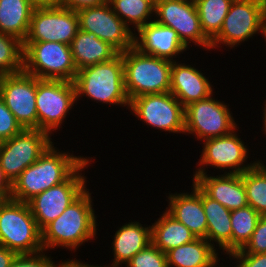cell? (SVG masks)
Wrapping results in <instances>:
<instances>
[{
    "mask_svg": "<svg viewBox=\"0 0 266 267\" xmlns=\"http://www.w3.org/2000/svg\"><path fill=\"white\" fill-rule=\"evenodd\" d=\"M87 159L59 151L52 143L39 159L12 183L10 199L28 202L34 196L66 181Z\"/></svg>",
    "mask_w": 266,
    "mask_h": 267,
    "instance_id": "1",
    "label": "cell"
},
{
    "mask_svg": "<svg viewBox=\"0 0 266 267\" xmlns=\"http://www.w3.org/2000/svg\"><path fill=\"white\" fill-rule=\"evenodd\" d=\"M89 191L86 189L58 218L41 230V241L45 251L61 246L75 252L85 242L95 240L98 222L93 208L92 193Z\"/></svg>",
    "mask_w": 266,
    "mask_h": 267,
    "instance_id": "2",
    "label": "cell"
},
{
    "mask_svg": "<svg viewBox=\"0 0 266 267\" xmlns=\"http://www.w3.org/2000/svg\"><path fill=\"white\" fill-rule=\"evenodd\" d=\"M76 101L80 97L90 98L108 105L126 108L130 100L125 90L124 64L121 53L115 58L99 64L86 66L77 71L74 79Z\"/></svg>",
    "mask_w": 266,
    "mask_h": 267,
    "instance_id": "3",
    "label": "cell"
},
{
    "mask_svg": "<svg viewBox=\"0 0 266 267\" xmlns=\"http://www.w3.org/2000/svg\"><path fill=\"white\" fill-rule=\"evenodd\" d=\"M121 55L129 100L146 94L170 92L171 60L144 54L134 46Z\"/></svg>",
    "mask_w": 266,
    "mask_h": 267,
    "instance_id": "4",
    "label": "cell"
},
{
    "mask_svg": "<svg viewBox=\"0 0 266 267\" xmlns=\"http://www.w3.org/2000/svg\"><path fill=\"white\" fill-rule=\"evenodd\" d=\"M0 245L17 254H34L44 250L41 230L27 202L9 198L0 207Z\"/></svg>",
    "mask_w": 266,
    "mask_h": 267,
    "instance_id": "5",
    "label": "cell"
},
{
    "mask_svg": "<svg viewBox=\"0 0 266 267\" xmlns=\"http://www.w3.org/2000/svg\"><path fill=\"white\" fill-rule=\"evenodd\" d=\"M23 71L39 79L73 82L77 68L71 47L61 42H23Z\"/></svg>",
    "mask_w": 266,
    "mask_h": 267,
    "instance_id": "6",
    "label": "cell"
},
{
    "mask_svg": "<svg viewBox=\"0 0 266 267\" xmlns=\"http://www.w3.org/2000/svg\"><path fill=\"white\" fill-rule=\"evenodd\" d=\"M265 14L266 0H233L221 30L211 40V49L221 44L235 48L255 34H263Z\"/></svg>",
    "mask_w": 266,
    "mask_h": 267,
    "instance_id": "7",
    "label": "cell"
},
{
    "mask_svg": "<svg viewBox=\"0 0 266 267\" xmlns=\"http://www.w3.org/2000/svg\"><path fill=\"white\" fill-rule=\"evenodd\" d=\"M51 136L38 129H23L19 134L0 142V167L12 184L35 163L53 143Z\"/></svg>",
    "mask_w": 266,
    "mask_h": 267,
    "instance_id": "8",
    "label": "cell"
},
{
    "mask_svg": "<svg viewBox=\"0 0 266 267\" xmlns=\"http://www.w3.org/2000/svg\"><path fill=\"white\" fill-rule=\"evenodd\" d=\"M208 98L184 107L185 133L195 135L199 141L230 134L237 127L232 112L224 101ZM231 112V113H230Z\"/></svg>",
    "mask_w": 266,
    "mask_h": 267,
    "instance_id": "9",
    "label": "cell"
},
{
    "mask_svg": "<svg viewBox=\"0 0 266 267\" xmlns=\"http://www.w3.org/2000/svg\"><path fill=\"white\" fill-rule=\"evenodd\" d=\"M76 101L74 82L37 78L38 130L50 136L60 127ZM53 131V132H52Z\"/></svg>",
    "mask_w": 266,
    "mask_h": 267,
    "instance_id": "10",
    "label": "cell"
},
{
    "mask_svg": "<svg viewBox=\"0 0 266 267\" xmlns=\"http://www.w3.org/2000/svg\"><path fill=\"white\" fill-rule=\"evenodd\" d=\"M89 159L88 157L66 181L45 190L27 202L40 230L58 218L87 189V178L81 172L94 162Z\"/></svg>",
    "mask_w": 266,
    "mask_h": 267,
    "instance_id": "11",
    "label": "cell"
},
{
    "mask_svg": "<svg viewBox=\"0 0 266 267\" xmlns=\"http://www.w3.org/2000/svg\"><path fill=\"white\" fill-rule=\"evenodd\" d=\"M129 110L159 131L185 133L184 106L170 92L135 97L130 100Z\"/></svg>",
    "mask_w": 266,
    "mask_h": 267,
    "instance_id": "12",
    "label": "cell"
},
{
    "mask_svg": "<svg viewBox=\"0 0 266 267\" xmlns=\"http://www.w3.org/2000/svg\"><path fill=\"white\" fill-rule=\"evenodd\" d=\"M154 20L174 29L188 47L194 43L210 51L211 40L204 34L194 0H155Z\"/></svg>",
    "mask_w": 266,
    "mask_h": 267,
    "instance_id": "13",
    "label": "cell"
},
{
    "mask_svg": "<svg viewBox=\"0 0 266 267\" xmlns=\"http://www.w3.org/2000/svg\"><path fill=\"white\" fill-rule=\"evenodd\" d=\"M79 30L75 10L63 6L34 8L24 42H61L70 46Z\"/></svg>",
    "mask_w": 266,
    "mask_h": 267,
    "instance_id": "14",
    "label": "cell"
},
{
    "mask_svg": "<svg viewBox=\"0 0 266 267\" xmlns=\"http://www.w3.org/2000/svg\"><path fill=\"white\" fill-rule=\"evenodd\" d=\"M237 128L230 134L207 139L203 141L202 154L198 162L199 168L194 174H206L207 166L220 169L224 173L242 174L252 168L258 161L247 163L248 151L247 145L236 134ZM206 166V167H205ZM205 167V168H204Z\"/></svg>",
    "mask_w": 266,
    "mask_h": 267,
    "instance_id": "15",
    "label": "cell"
},
{
    "mask_svg": "<svg viewBox=\"0 0 266 267\" xmlns=\"http://www.w3.org/2000/svg\"><path fill=\"white\" fill-rule=\"evenodd\" d=\"M37 77L27 73L0 76V97L23 129H38Z\"/></svg>",
    "mask_w": 266,
    "mask_h": 267,
    "instance_id": "16",
    "label": "cell"
},
{
    "mask_svg": "<svg viewBox=\"0 0 266 267\" xmlns=\"http://www.w3.org/2000/svg\"><path fill=\"white\" fill-rule=\"evenodd\" d=\"M80 30L94 33L120 53L134 46V33L112 10L107 2L77 11Z\"/></svg>",
    "mask_w": 266,
    "mask_h": 267,
    "instance_id": "17",
    "label": "cell"
},
{
    "mask_svg": "<svg viewBox=\"0 0 266 267\" xmlns=\"http://www.w3.org/2000/svg\"><path fill=\"white\" fill-rule=\"evenodd\" d=\"M134 47L144 54L171 61L188 48L174 29L161 25L155 20L141 26L137 33H134Z\"/></svg>",
    "mask_w": 266,
    "mask_h": 267,
    "instance_id": "18",
    "label": "cell"
},
{
    "mask_svg": "<svg viewBox=\"0 0 266 267\" xmlns=\"http://www.w3.org/2000/svg\"><path fill=\"white\" fill-rule=\"evenodd\" d=\"M192 181L211 199L218 201L228 210L248 206L241 174H194Z\"/></svg>",
    "mask_w": 266,
    "mask_h": 267,
    "instance_id": "19",
    "label": "cell"
},
{
    "mask_svg": "<svg viewBox=\"0 0 266 267\" xmlns=\"http://www.w3.org/2000/svg\"><path fill=\"white\" fill-rule=\"evenodd\" d=\"M212 84L203 73L191 65L172 61L170 93L186 107L213 94Z\"/></svg>",
    "mask_w": 266,
    "mask_h": 267,
    "instance_id": "20",
    "label": "cell"
},
{
    "mask_svg": "<svg viewBox=\"0 0 266 267\" xmlns=\"http://www.w3.org/2000/svg\"><path fill=\"white\" fill-rule=\"evenodd\" d=\"M192 192L169 193L166 211L184 224L197 238H205L207 220L202 205V190L192 182Z\"/></svg>",
    "mask_w": 266,
    "mask_h": 267,
    "instance_id": "21",
    "label": "cell"
},
{
    "mask_svg": "<svg viewBox=\"0 0 266 267\" xmlns=\"http://www.w3.org/2000/svg\"><path fill=\"white\" fill-rule=\"evenodd\" d=\"M112 239L113 263L107 267H122L133 256L146 248L151 239V225L143 226L137 221L125 223L118 228Z\"/></svg>",
    "mask_w": 266,
    "mask_h": 267,
    "instance_id": "22",
    "label": "cell"
},
{
    "mask_svg": "<svg viewBox=\"0 0 266 267\" xmlns=\"http://www.w3.org/2000/svg\"><path fill=\"white\" fill-rule=\"evenodd\" d=\"M202 205L207 220L206 240L214 247L223 250L225 255H231V211L218 201L211 199L202 191ZM226 251V252H225Z\"/></svg>",
    "mask_w": 266,
    "mask_h": 267,
    "instance_id": "23",
    "label": "cell"
},
{
    "mask_svg": "<svg viewBox=\"0 0 266 267\" xmlns=\"http://www.w3.org/2000/svg\"><path fill=\"white\" fill-rule=\"evenodd\" d=\"M71 53L77 70L115 58L120 52L94 33L79 30L72 40Z\"/></svg>",
    "mask_w": 266,
    "mask_h": 267,
    "instance_id": "24",
    "label": "cell"
},
{
    "mask_svg": "<svg viewBox=\"0 0 266 267\" xmlns=\"http://www.w3.org/2000/svg\"><path fill=\"white\" fill-rule=\"evenodd\" d=\"M205 238L175 247L166 252L168 267H213L220 261L219 253Z\"/></svg>",
    "mask_w": 266,
    "mask_h": 267,
    "instance_id": "25",
    "label": "cell"
},
{
    "mask_svg": "<svg viewBox=\"0 0 266 267\" xmlns=\"http://www.w3.org/2000/svg\"><path fill=\"white\" fill-rule=\"evenodd\" d=\"M197 237L181 222L177 221L166 210L151 225L152 243L163 253L192 242Z\"/></svg>",
    "mask_w": 266,
    "mask_h": 267,
    "instance_id": "26",
    "label": "cell"
},
{
    "mask_svg": "<svg viewBox=\"0 0 266 267\" xmlns=\"http://www.w3.org/2000/svg\"><path fill=\"white\" fill-rule=\"evenodd\" d=\"M34 8L29 0H0V32L24 42Z\"/></svg>",
    "mask_w": 266,
    "mask_h": 267,
    "instance_id": "27",
    "label": "cell"
},
{
    "mask_svg": "<svg viewBox=\"0 0 266 267\" xmlns=\"http://www.w3.org/2000/svg\"><path fill=\"white\" fill-rule=\"evenodd\" d=\"M108 3L130 29L133 30L134 27V32L153 21L151 18L154 15L155 0H108Z\"/></svg>",
    "mask_w": 266,
    "mask_h": 267,
    "instance_id": "28",
    "label": "cell"
},
{
    "mask_svg": "<svg viewBox=\"0 0 266 267\" xmlns=\"http://www.w3.org/2000/svg\"><path fill=\"white\" fill-rule=\"evenodd\" d=\"M248 206L266 216V165L262 160L241 174Z\"/></svg>",
    "mask_w": 266,
    "mask_h": 267,
    "instance_id": "29",
    "label": "cell"
},
{
    "mask_svg": "<svg viewBox=\"0 0 266 267\" xmlns=\"http://www.w3.org/2000/svg\"><path fill=\"white\" fill-rule=\"evenodd\" d=\"M204 34L212 40L221 30L233 0H194Z\"/></svg>",
    "mask_w": 266,
    "mask_h": 267,
    "instance_id": "30",
    "label": "cell"
},
{
    "mask_svg": "<svg viewBox=\"0 0 266 267\" xmlns=\"http://www.w3.org/2000/svg\"><path fill=\"white\" fill-rule=\"evenodd\" d=\"M260 217L261 215L250 206L231 211V254L246 245Z\"/></svg>",
    "mask_w": 266,
    "mask_h": 267,
    "instance_id": "31",
    "label": "cell"
},
{
    "mask_svg": "<svg viewBox=\"0 0 266 267\" xmlns=\"http://www.w3.org/2000/svg\"><path fill=\"white\" fill-rule=\"evenodd\" d=\"M23 42L0 32V76L23 72Z\"/></svg>",
    "mask_w": 266,
    "mask_h": 267,
    "instance_id": "32",
    "label": "cell"
},
{
    "mask_svg": "<svg viewBox=\"0 0 266 267\" xmlns=\"http://www.w3.org/2000/svg\"><path fill=\"white\" fill-rule=\"evenodd\" d=\"M125 265L127 267H168L166 253L153 243L138 252Z\"/></svg>",
    "mask_w": 266,
    "mask_h": 267,
    "instance_id": "33",
    "label": "cell"
},
{
    "mask_svg": "<svg viewBox=\"0 0 266 267\" xmlns=\"http://www.w3.org/2000/svg\"><path fill=\"white\" fill-rule=\"evenodd\" d=\"M234 253H266V216H261L256 228L246 245Z\"/></svg>",
    "mask_w": 266,
    "mask_h": 267,
    "instance_id": "34",
    "label": "cell"
},
{
    "mask_svg": "<svg viewBox=\"0 0 266 267\" xmlns=\"http://www.w3.org/2000/svg\"><path fill=\"white\" fill-rule=\"evenodd\" d=\"M23 128L0 97V142L19 134Z\"/></svg>",
    "mask_w": 266,
    "mask_h": 267,
    "instance_id": "35",
    "label": "cell"
},
{
    "mask_svg": "<svg viewBox=\"0 0 266 267\" xmlns=\"http://www.w3.org/2000/svg\"><path fill=\"white\" fill-rule=\"evenodd\" d=\"M45 254V250L34 254H17L10 267H59V263L55 264L51 257Z\"/></svg>",
    "mask_w": 266,
    "mask_h": 267,
    "instance_id": "36",
    "label": "cell"
},
{
    "mask_svg": "<svg viewBox=\"0 0 266 267\" xmlns=\"http://www.w3.org/2000/svg\"><path fill=\"white\" fill-rule=\"evenodd\" d=\"M229 258L237 262L236 267H266V253H232Z\"/></svg>",
    "mask_w": 266,
    "mask_h": 267,
    "instance_id": "37",
    "label": "cell"
},
{
    "mask_svg": "<svg viewBox=\"0 0 266 267\" xmlns=\"http://www.w3.org/2000/svg\"><path fill=\"white\" fill-rule=\"evenodd\" d=\"M108 0H63V7L78 11L83 8L101 5Z\"/></svg>",
    "mask_w": 266,
    "mask_h": 267,
    "instance_id": "38",
    "label": "cell"
},
{
    "mask_svg": "<svg viewBox=\"0 0 266 267\" xmlns=\"http://www.w3.org/2000/svg\"><path fill=\"white\" fill-rule=\"evenodd\" d=\"M17 253L0 245V267H10Z\"/></svg>",
    "mask_w": 266,
    "mask_h": 267,
    "instance_id": "39",
    "label": "cell"
},
{
    "mask_svg": "<svg viewBox=\"0 0 266 267\" xmlns=\"http://www.w3.org/2000/svg\"><path fill=\"white\" fill-rule=\"evenodd\" d=\"M29 2L35 8L63 6V0H29Z\"/></svg>",
    "mask_w": 266,
    "mask_h": 267,
    "instance_id": "40",
    "label": "cell"
},
{
    "mask_svg": "<svg viewBox=\"0 0 266 267\" xmlns=\"http://www.w3.org/2000/svg\"><path fill=\"white\" fill-rule=\"evenodd\" d=\"M12 190V184L5 177L2 168L0 167V191L9 199Z\"/></svg>",
    "mask_w": 266,
    "mask_h": 267,
    "instance_id": "41",
    "label": "cell"
},
{
    "mask_svg": "<svg viewBox=\"0 0 266 267\" xmlns=\"http://www.w3.org/2000/svg\"><path fill=\"white\" fill-rule=\"evenodd\" d=\"M59 267H107V266H98V265H91L87 263H83L82 261L71 259V260H64L63 262L60 261Z\"/></svg>",
    "mask_w": 266,
    "mask_h": 267,
    "instance_id": "42",
    "label": "cell"
},
{
    "mask_svg": "<svg viewBox=\"0 0 266 267\" xmlns=\"http://www.w3.org/2000/svg\"><path fill=\"white\" fill-rule=\"evenodd\" d=\"M263 116L264 117H262L263 118V120L262 121H264L263 123V131L265 132V135H266V100H265V104H264V110H263Z\"/></svg>",
    "mask_w": 266,
    "mask_h": 267,
    "instance_id": "43",
    "label": "cell"
},
{
    "mask_svg": "<svg viewBox=\"0 0 266 267\" xmlns=\"http://www.w3.org/2000/svg\"><path fill=\"white\" fill-rule=\"evenodd\" d=\"M8 198L0 191V207L6 202Z\"/></svg>",
    "mask_w": 266,
    "mask_h": 267,
    "instance_id": "44",
    "label": "cell"
},
{
    "mask_svg": "<svg viewBox=\"0 0 266 267\" xmlns=\"http://www.w3.org/2000/svg\"><path fill=\"white\" fill-rule=\"evenodd\" d=\"M262 36L265 38V42H266V14H265V17H264V23H263V34Z\"/></svg>",
    "mask_w": 266,
    "mask_h": 267,
    "instance_id": "45",
    "label": "cell"
},
{
    "mask_svg": "<svg viewBox=\"0 0 266 267\" xmlns=\"http://www.w3.org/2000/svg\"><path fill=\"white\" fill-rule=\"evenodd\" d=\"M217 265L219 266V264L217 263V264H215L213 267H216ZM218 266H217V267H218ZM219 267H224V266L222 265V266H219ZM225 267H227V266H225ZM234 267H236V266H234Z\"/></svg>",
    "mask_w": 266,
    "mask_h": 267,
    "instance_id": "46",
    "label": "cell"
}]
</instances>
